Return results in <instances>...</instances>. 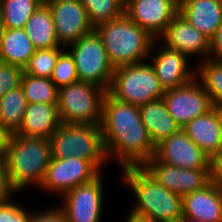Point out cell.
I'll return each instance as SVG.
<instances>
[{
  "mask_svg": "<svg viewBox=\"0 0 222 222\" xmlns=\"http://www.w3.org/2000/svg\"><path fill=\"white\" fill-rule=\"evenodd\" d=\"M100 127L108 159L117 160L121 168L142 167L155 155L156 146L142 123L139 108L108 91L102 102Z\"/></svg>",
  "mask_w": 222,
  "mask_h": 222,
  "instance_id": "1",
  "label": "cell"
},
{
  "mask_svg": "<svg viewBox=\"0 0 222 222\" xmlns=\"http://www.w3.org/2000/svg\"><path fill=\"white\" fill-rule=\"evenodd\" d=\"M125 182L137 199L130 213L156 222L180 221L183 218L182 197L171 192L142 167H125Z\"/></svg>",
  "mask_w": 222,
  "mask_h": 222,
  "instance_id": "2",
  "label": "cell"
},
{
  "mask_svg": "<svg viewBox=\"0 0 222 222\" xmlns=\"http://www.w3.org/2000/svg\"><path fill=\"white\" fill-rule=\"evenodd\" d=\"M4 159L16 192L30 184L40 188L51 160L50 140L11 134Z\"/></svg>",
  "mask_w": 222,
  "mask_h": 222,
  "instance_id": "3",
  "label": "cell"
},
{
  "mask_svg": "<svg viewBox=\"0 0 222 222\" xmlns=\"http://www.w3.org/2000/svg\"><path fill=\"white\" fill-rule=\"evenodd\" d=\"M110 64L116 68L144 62L157 40L135 24L125 13L112 21L98 25Z\"/></svg>",
  "mask_w": 222,
  "mask_h": 222,
  "instance_id": "4",
  "label": "cell"
},
{
  "mask_svg": "<svg viewBox=\"0 0 222 222\" xmlns=\"http://www.w3.org/2000/svg\"><path fill=\"white\" fill-rule=\"evenodd\" d=\"M49 140L51 158L76 156L91 161L100 171L105 161L109 160L100 125L62 123Z\"/></svg>",
  "mask_w": 222,
  "mask_h": 222,
  "instance_id": "5",
  "label": "cell"
},
{
  "mask_svg": "<svg viewBox=\"0 0 222 222\" xmlns=\"http://www.w3.org/2000/svg\"><path fill=\"white\" fill-rule=\"evenodd\" d=\"M145 62L114 68L108 92L114 98L137 107L162 99L165 90L161 86L153 66Z\"/></svg>",
  "mask_w": 222,
  "mask_h": 222,
  "instance_id": "6",
  "label": "cell"
},
{
  "mask_svg": "<svg viewBox=\"0 0 222 222\" xmlns=\"http://www.w3.org/2000/svg\"><path fill=\"white\" fill-rule=\"evenodd\" d=\"M105 93L103 88L83 81L60 88L57 105L61 122L100 125Z\"/></svg>",
  "mask_w": 222,
  "mask_h": 222,
  "instance_id": "7",
  "label": "cell"
},
{
  "mask_svg": "<svg viewBox=\"0 0 222 222\" xmlns=\"http://www.w3.org/2000/svg\"><path fill=\"white\" fill-rule=\"evenodd\" d=\"M79 81L89 82L106 92L111 86L114 67L110 64L101 36L96 30L68 46Z\"/></svg>",
  "mask_w": 222,
  "mask_h": 222,
  "instance_id": "8",
  "label": "cell"
},
{
  "mask_svg": "<svg viewBox=\"0 0 222 222\" xmlns=\"http://www.w3.org/2000/svg\"><path fill=\"white\" fill-rule=\"evenodd\" d=\"M142 168L163 187L181 197L203 189L214 179V168L184 169L160 162L154 156Z\"/></svg>",
  "mask_w": 222,
  "mask_h": 222,
  "instance_id": "9",
  "label": "cell"
},
{
  "mask_svg": "<svg viewBox=\"0 0 222 222\" xmlns=\"http://www.w3.org/2000/svg\"><path fill=\"white\" fill-rule=\"evenodd\" d=\"M101 171L89 160L71 156L65 159L51 158L40 189L63 196L74 187L96 178Z\"/></svg>",
  "mask_w": 222,
  "mask_h": 222,
  "instance_id": "10",
  "label": "cell"
},
{
  "mask_svg": "<svg viewBox=\"0 0 222 222\" xmlns=\"http://www.w3.org/2000/svg\"><path fill=\"white\" fill-rule=\"evenodd\" d=\"M99 174L93 180L80 184L62 197L66 222H100L103 211V184Z\"/></svg>",
  "mask_w": 222,
  "mask_h": 222,
  "instance_id": "11",
  "label": "cell"
},
{
  "mask_svg": "<svg viewBox=\"0 0 222 222\" xmlns=\"http://www.w3.org/2000/svg\"><path fill=\"white\" fill-rule=\"evenodd\" d=\"M49 7L59 44L62 47L77 42L95 30L80 0H52Z\"/></svg>",
  "mask_w": 222,
  "mask_h": 222,
  "instance_id": "12",
  "label": "cell"
},
{
  "mask_svg": "<svg viewBox=\"0 0 222 222\" xmlns=\"http://www.w3.org/2000/svg\"><path fill=\"white\" fill-rule=\"evenodd\" d=\"M162 99L181 128L213 107L209 94L197 78L181 87L165 90Z\"/></svg>",
  "mask_w": 222,
  "mask_h": 222,
  "instance_id": "13",
  "label": "cell"
},
{
  "mask_svg": "<svg viewBox=\"0 0 222 222\" xmlns=\"http://www.w3.org/2000/svg\"><path fill=\"white\" fill-rule=\"evenodd\" d=\"M178 11L177 0H125L124 7V13L156 40Z\"/></svg>",
  "mask_w": 222,
  "mask_h": 222,
  "instance_id": "14",
  "label": "cell"
},
{
  "mask_svg": "<svg viewBox=\"0 0 222 222\" xmlns=\"http://www.w3.org/2000/svg\"><path fill=\"white\" fill-rule=\"evenodd\" d=\"M154 157L184 169L214 168V162L181 129L156 145Z\"/></svg>",
  "mask_w": 222,
  "mask_h": 222,
  "instance_id": "15",
  "label": "cell"
},
{
  "mask_svg": "<svg viewBox=\"0 0 222 222\" xmlns=\"http://www.w3.org/2000/svg\"><path fill=\"white\" fill-rule=\"evenodd\" d=\"M160 38L167 48L179 51L187 57L204 54L206 57L202 60L210 59V39L192 26L179 12L172 18Z\"/></svg>",
  "mask_w": 222,
  "mask_h": 222,
  "instance_id": "16",
  "label": "cell"
},
{
  "mask_svg": "<svg viewBox=\"0 0 222 222\" xmlns=\"http://www.w3.org/2000/svg\"><path fill=\"white\" fill-rule=\"evenodd\" d=\"M182 130L213 162L222 155V112L215 107L191 120Z\"/></svg>",
  "mask_w": 222,
  "mask_h": 222,
  "instance_id": "17",
  "label": "cell"
},
{
  "mask_svg": "<svg viewBox=\"0 0 222 222\" xmlns=\"http://www.w3.org/2000/svg\"><path fill=\"white\" fill-rule=\"evenodd\" d=\"M161 46L160 51L151 58L153 61L150 64L164 90L181 87L197 77V70L190 68L187 56L163 44Z\"/></svg>",
  "mask_w": 222,
  "mask_h": 222,
  "instance_id": "18",
  "label": "cell"
},
{
  "mask_svg": "<svg viewBox=\"0 0 222 222\" xmlns=\"http://www.w3.org/2000/svg\"><path fill=\"white\" fill-rule=\"evenodd\" d=\"M183 217L222 222V186L213 179L206 187L182 197Z\"/></svg>",
  "mask_w": 222,
  "mask_h": 222,
  "instance_id": "19",
  "label": "cell"
},
{
  "mask_svg": "<svg viewBox=\"0 0 222 222\" xmlns=\"http://www.w3.org/2000/svg\"><path fill=\"white\" fill-rule=\"evenodd\" d=\"M61 124L57 104H27L22 125L15 134L49 139Z\"/></svg>",
  "mask_w": 222,
  "mask_h": 222,
  "instance_id": "20",
  "label": "cell"
},
{
  "mask_svg": "<svg viewBox=\"0 0 222 222\" xmlns=\"http://www.w3.org/2000/svg\"><path fill=\"white\" fill-rule=\"evenodd\" d=\"M178 12L210 40L222 24V0H184Z\"/></svg>",
  "mask_w": 222,
  "mask_h": 222,
  "instance_id": "21",
  "label": "cell"
},
{
  "mask_svg": "<svg viewBox=\"0 0 222 222\" xmlns=\"http://www.w3.org/2000/svg\"><path fill=\"white\" fill-rule=\"evenodd\" d=\"M138 108L142 123L146 127L151 141L155 146L182 129L168 112L163 99L150 101Z\"/></svg>",
  "mask_w": 222,
  "mask_h": 222,
  "instance_id": "22",
  "label": "cell"
},
{
  "mask_svg": "<svg viewBox=\"0 0 222 222\" xmlns=\"http://www.w3.org/2000/svg\"><path fill=\"white\" fill-rule=\"evenodd\" d=\"M35 47L24 28L3 30L0 40V62L22 67L35 53Z\"/></svg>",
  "mask_w": 222,
  "mask_h": 222,
  "instance_id": "23",
  "label": "cell"
},
{
  "mask_svg": "<svg viewBox=\"0 0 222 222\" xmlns=\"http://www.w3.org/2000/svg\"><path fill=\"white\" fill-rule=\"evenodd\" d=\"M24 30L36 50L62 47L56 36L51 11L44 3L29 18Z\"/></svg>",
  "mask_w": 222,
  "mask_h": 222,
  "instance_id": "24",
  "label": "cell"
},
{
  "mask_svg": "<svg viewBox=\"0 0 222 222\" xmlns=\"http://www.w3.org/2000/svg\"><path fill=\"white\" fill-rule=\"evenodd\" d=\"M27 104L21 85L9 90L0 98V123L9 133L15 134L19 130Z\"/></svg>",
  "mask_w": 222,
  "mask_h": 222,
  "instance_id": "25",
  "label": "cell"
},
{
  "mask_svg": "<svg viewBox=\"0 0 222 222\" xmlns=\"http://www.w3.org/2000/svg\"><path fill=\"white\" fill-rule=\"evenodd\" d=\"M42 0H2L0 18L5 29L24 28Z\"/></svg>",
  "mask_w": 222,
  "mask_h": 222,
  "instance_id": "26",
  "label": "cell"
},
{
  "mask_svg": "<svg viewBox=\"0 0 222 222\" xmlns=\"http://www.w3.org/2000/svg\"><path fill=\"white\" fill-rule=\"evenodd\" d=\"M196 67V78L201 80V84L209 94L212 106L222 112V63L206 59Z\"/></svg>",
  "mask_w": 222,
  "mask_h": 222,
  "instance_id": "27",
  "label": "cell"
},
{
  "mask_svg": "<svg viewBox=\"0 0 222 222\" xmlns=\"http://www.w3.org/2000/svg\"><path fill=\"white\" fill-rule=\"evenodd\" d=\"M21 86L28 104H58L59 88L50 78L23 74Z\"/></svg>",
  "mask_w": 222,
  "mask_h": 222,
  "instance_id": "28",
  "label": "cell"
},
{
  "mask_svg": "<svg viewBox=\"0 0 222 222\" xmlns=\"http://www.w3.org/2000/svg\"><path fill=\"white\" fill-rule=\"evenodd\" d=\"M92 25L112 21L124 14L125 0H80Z\"/></svg>",
  "mask_w": 222,
  "mask_h": 222,
  "instance_id": "29",
  "label": "cell"
},
{
  "mask_svg": "<svg viewBox=\"0 0 222 222\" xmlns=\"http://www.w3.org/2000/svg\"><path fill=\"white\" fill-rule=\"evenodd\" d=\"M64 47L35 50V53L23 66V74L30 76L50 78L59 55Z\"/></svg>",
  "mask_w": 222,
  "mask_h": 222,
  "instance_id": "30",
  "label": "cell"
},
{
  "mask_svg": "<svg viewBox=\"0 0 222 222\" xmlns=\"http://www.w3.org/2000/svg\"><path fill=\"white\" fill-rule=\"evenodd\" d=\"M50 79L59 89L79 81L76 65L68 51L64 50L59 55Z\"/></svg>",
  "mask_w": 222,
  "mask_h": 222,
  "instance_id": "31",
  "label": "cell"
},
{
  "mask_svg": "<svg viewBox=\"0 0 222 222\" xmlns=\"http://www.w3.org/2000/svg\"><path fill=\"white\" fill-rule=\"evenodd\" d=\"M22 67L0 62V98L9 90L21 85Z\"/></svg>",
  "mask_w": 222,
  "mask_h": 222,
  "instance_id": "32",
  "label": "cell"
},
{
  "mask_svg": "<svg viewBox=\"0 0 222 222\" xmlns=\"http://www.w3.org/2000/svg\"><path fill=\"white\" fill-rule=\"evenodd\" d=\"M10 200L0 202V222H29L31 213Z\"/></svg>",
  "mask_w": 222,
  "mask_h": 222,
  "instance_id": "33",
  "label": "cell"
},
{
  "mask_svg": "<svg viewBox=\"0 0 222 222\" xmlns=\"http://www.w3.org/2000/svg\"><path fill=\"white\" fill-rule=\"evenodd\" d=\"M13 193V194H12ZM17 192L10 184L7 172V166L4 158H0V202L11 199Z\"/></svg>",
  "mask_w": 222,
  "mask_h": 222,
  "instance_id": "34",
  "label": "cell"
},
{
  "mask_svg": "<svg viewBox=\"0 0 222 222\" xmlns=\"http://www.w3.org/2000/svg\"><path fill=\"white\" fill-rule=\"evenodd\" d=\"M29 222H66V219L60 207L57 206L54 209L31 213Z\"/></svg>",
  "mask_w": 222,
  "mask_h": 222,
  "instance_id": "35",
  "label": "cell"
},
{
  "mask_svg": "<svg viewBox=\"0 0 222 222\" xmlns=\"http://www.w3.org/2000/svg\"><path fill=\"white\" fill-rule=\"evenodd\" d=\"M210 59L222 63V24L210 40Z\"/></svg>",
  "mask_w": 222,
  "mask_h": 222,
  "instance_id": "36",
  "label": "cell"
},
{
  "mask_svg": "<svg viewBox=\"0 0 222 222\" xmlns=\"http://www.w3.org/2000/svg\"><path fill=\"white\" fill-rule=\"evenodd\" d=\"M10 135L11 133H9L0 123V158H5Z\"/></svg>",
  "mask_w": 222,
  "mask_h": 222,
  "instance_id": "37",
  "label": "cell"
},
{
  "mask_svg": "<svg viewBox=\"0 0 222 222\" xmlns=\"http://www.w3.org/2000/svg\"><path fill=\"white\" fill-rule=\"evenodd\" d=\"M214 179L222 186V155L214 162Z\"/></svg>",
  "mask_w": 222,
  "mask_h": 222,
  "instance_id": "38",
  "label": "cell"
},
{
  "mask_svg": "<svg viewBox=\"0 0 222 222\" xmlns=\"http://www.w3.org/2000/svg\"><path fill=\"white\" fill-rule=\"evenodd\" d=\"M128 215L129 216L126 219V222H156V221H153L152 219L137 216V215L132 214V213H129Z\"/></svg>",
  "mask_w": 222,
  "mask_h": 222,
  "instance_id": "39",
  "label": "cell"
},
{
  "mask_svg": "<svg viewBox=\"0 0 222 222\" xmlns=\"http://www.w3.org/2000/svg\"><path fill=\"white\" fill-rule=\"evenodd\" d=\"M180 222H202V221H198L192 218H187V217H183Z\"/></svg>",
  "mask_w": 222,
  "mask_h": 222,
  "instance_id": "40",
  "label": "cell"
},
{
  "mask_svg": "<svg viewBox=\"0 0 222 222\" xmlns=\"http://www.w3.org/2000/svg\"><path fill=\"white\" fill-rule=\"evenodd\" d=\"M3 30H4V26H3L1 18H0V40H1V37H2Z\"/></svg>",
  "mask_w": 222,
  "mask_h": 222,
  "instance_id": "41",
  "label": "cell"
},
{
  "mask_svg": "<svg viewBox=\"0 0 222 222\" xmlns=\"http://www.w3.org/2000/svg\"><path fill=\"white\" fill-rule=\"evenodd\" d=\"M42 1H43L44 4H46V3H48V2H50L52 0H42Z\"/></svg>",
  "mask_w": 222,
  "mask_h": 222,
  "instance_id": "42",
  "label": "cell"
}]
</instances>
